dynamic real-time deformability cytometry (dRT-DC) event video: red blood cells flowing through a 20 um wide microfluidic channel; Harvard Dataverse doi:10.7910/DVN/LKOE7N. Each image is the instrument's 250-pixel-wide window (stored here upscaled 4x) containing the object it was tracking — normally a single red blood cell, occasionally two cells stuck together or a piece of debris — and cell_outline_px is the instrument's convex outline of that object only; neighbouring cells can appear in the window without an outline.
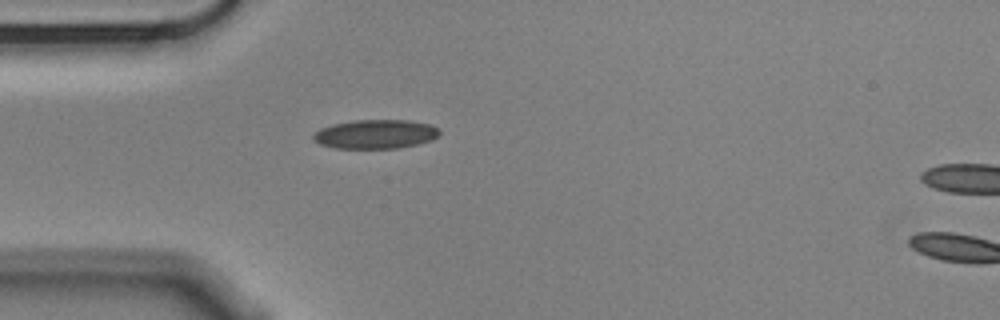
{"species": "Egyptian fruit bat (a non-hibernating species)", "species_latin": "Rousettus aegyptiacus", "temperature_condition": "cold", "stored_images_in_passage": 42, "camera_frame_rate_fps": 3000, "um_per_image_px": 0.085, "animal": {"sex": "male"}, "frame": {"image": 1, "passage_image": 1, "time_ms": 0.0, "image_size_px": [1000, 320], "cell_outline_px": [[440, 132], [432, 140], [400, 148], [332, 148], [320, 144], [312, 136], [320, 128], [332, 124], [356, 120], [408, 120], [428, 124], [440, 128]], "centroid_in_image_um": [31.92, 11.4], "position_along_channel_um": 53.1, "area_um2": 21.27}}
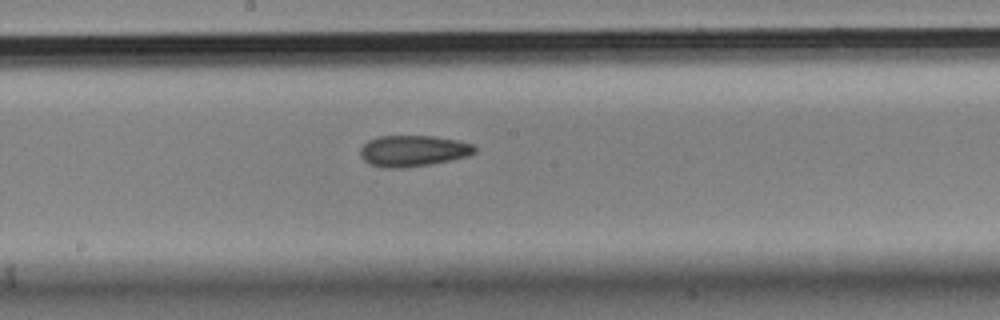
{"frame": {"image": 2, "passage_image": 15, "time_ms": 4.667, "image_size_px": [1000, 320], "cell_outline_px": [[476, 152], [468, 156], [428, 164], [404, 168], [384, 168], [368, 164], [360, 156], [360, 148], [368, 140], [380, 136], [432, 136], [456, 140], [472, 144], [476, 148]], "centroid_in_image_um": [35.07, 12.83], "position_along_channel_um": 213.1, "area_um2": 20.69}}
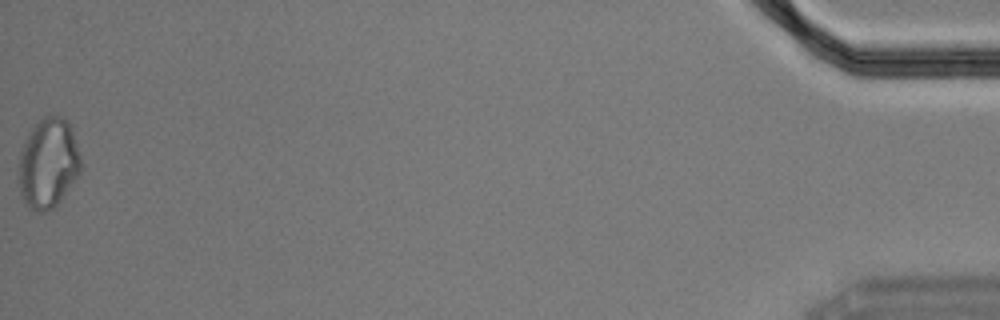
{"frame": {"image": 3, "passage_image": 42, "time_ms": 13.667, "image_size_px": [1000, 320], "cell_outline_px": [[80, 172], [56, 204], [52, 208], [44, 212], [40, 212], [28, 208], [20, 192], [16, 180], [20, 152], [24, 140], [28, 132], [44, 116], [60, 116], [68, 120], [80, 156]], "centroid_in_image_um": [4.04, 13.87], "position_along_channel_um": 431.2, "area_um2": 32.48}}